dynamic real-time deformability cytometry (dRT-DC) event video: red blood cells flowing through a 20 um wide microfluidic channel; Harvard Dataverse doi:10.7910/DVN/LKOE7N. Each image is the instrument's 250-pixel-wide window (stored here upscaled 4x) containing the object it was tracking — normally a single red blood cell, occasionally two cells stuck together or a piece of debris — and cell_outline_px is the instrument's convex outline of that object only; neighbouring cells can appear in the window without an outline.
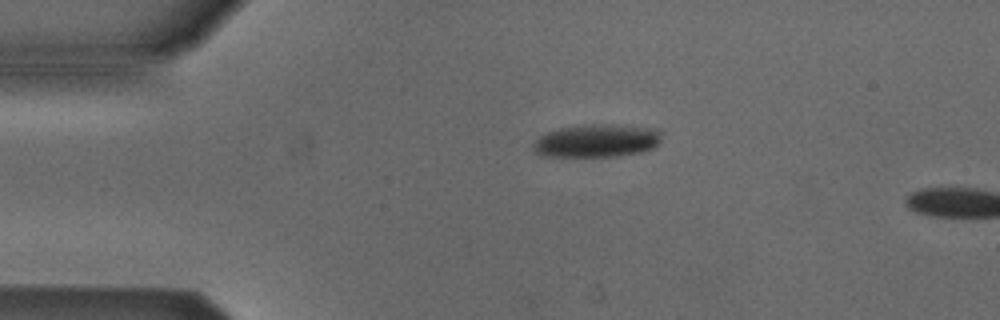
{"species": "Egyptian fruit bat (a non-hibernating species)", "species_latin": "Rousettus aegyptiacus", "temperature_condition": "cold", "stored_images_in_passage": 3, "segment_of_instrument_passage": [1, 2], "camera_frame_rate_fps": 3000, "um_per_image_px": 0.085, "animal": {"sex": "male"}, "frame": {"image": 1, "passage_image": 1, "time_ms": 0.0, "image_size_px": [1000, 320], "cell_outline_px": [[660, 140], [652, 148], [640, 152], [616, 156], [540, 156], [532, 152], [532, 144], [544, 132], [560, 128], [584, 124], [612, 124], [656, 128], [660, 132]], "centroid_in_image_um": [50.66, 11.95], "position_along_channel_um": 34.3, "area_um2": 24.85}}